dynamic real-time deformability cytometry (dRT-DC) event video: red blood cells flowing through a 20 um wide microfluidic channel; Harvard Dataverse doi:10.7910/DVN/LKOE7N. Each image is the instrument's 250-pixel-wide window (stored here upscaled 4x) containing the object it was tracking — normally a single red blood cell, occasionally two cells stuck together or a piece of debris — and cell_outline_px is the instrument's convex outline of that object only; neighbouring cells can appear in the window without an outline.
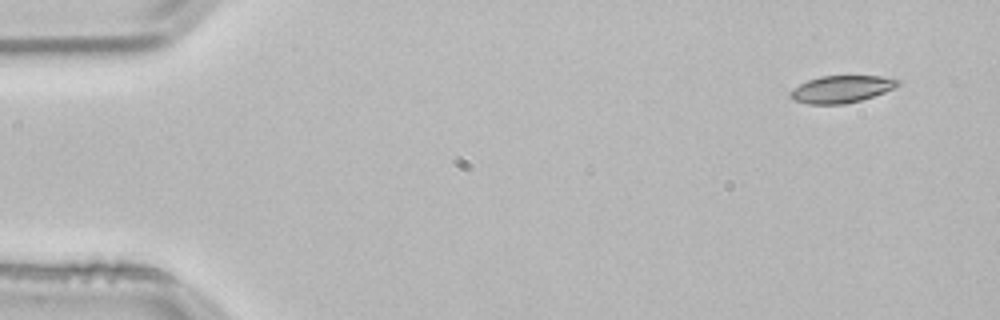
{"species": "common noctule bat (a hibernating species)", "species_latin": "Nyctalus noctula", "temperature_condition": "room temperature", "stored_images_in_passage": 3, "camera_frame_rate_fps": 3000, "um_per_image_px": 0.085, "animal": {"sex": "male", "body_mass_g": 21.5, "forearm_length_mm": 52.0}, "frame": {"image": 1, "passage_image": 1, "time_ms": 0.0, "image_size_px": [1000, 320], "cell_outline_px": [[900, 84], [884, 92], [860, 100], [844, 104], [808, 104], [792, 100], [788, 96], [788, 92], [792, 88], [808, 80], [820, 76], [880, 76], [900, 80]], "centroid_in_image_um": [71.45, 7.58], "position_along_channel_um": 13.6, "area_um2": 16.99}}
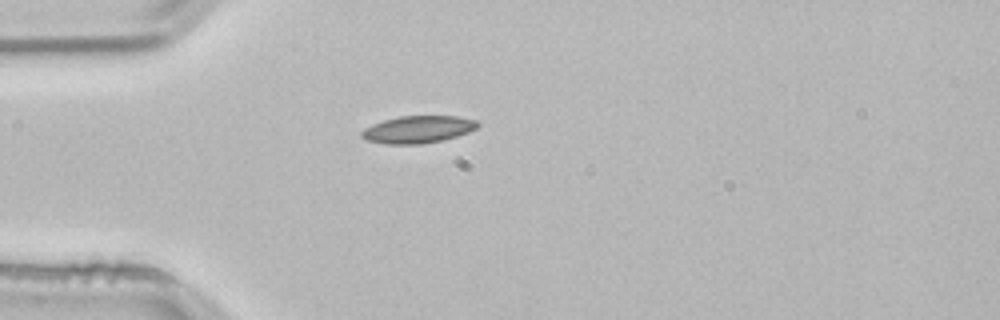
{"frame": {"image": 2, "passage_image": 3, "time_ms": 0.667, "image_size_px": [1000, 320], "cell_outline_px": [[480, 124], [476, 128], [468, 132], [444, 140], [420, 144], [388, 144], [368, 140], [360, 136], [360, 132], [364, 128], [372, 124], [384, 120], [400, 116], [456, 116], [476, 120]], "centroid_in_image_um": [35.52, 11.0], "position_along_channel_um": 49.5, "area_um2": 18.38}}